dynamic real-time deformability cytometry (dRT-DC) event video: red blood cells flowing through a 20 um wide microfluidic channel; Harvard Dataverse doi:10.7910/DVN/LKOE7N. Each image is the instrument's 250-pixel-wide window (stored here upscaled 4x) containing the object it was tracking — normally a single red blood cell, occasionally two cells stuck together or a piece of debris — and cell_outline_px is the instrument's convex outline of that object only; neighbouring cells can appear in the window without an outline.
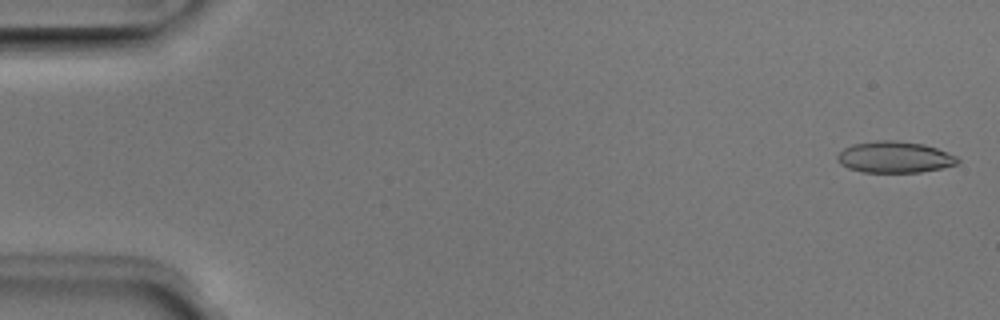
{"species": "Egyptian fruit bat (a non-hibernating species)", "species_latin": "Rousettus aegyptiacus", "temperature_condition": "room temperature", "stored_images_in_passage": 51, "camera_frame_rate_fps": 3000, "um_per_image_px": 0.085, "animal": {"sex": "male"}, "frame": {"image": 1, "passage_image": 2, "time_ms": 0.333, "image_size_px": [1000, 320], "cell_outline_px": [[960, 160], [956, 164], [940, 168], [920, 172], [860, 172], [848, 168], [840, 164], [836, 160], [836, 156], [844, 148], [852, 144], [876, 140], [896, 140], [924, 144], [948, 152], [956, 156]], "centroid_in_image_um": [76.0, 13.35], "position_along_channel_um": 9.0, "area_um2": 22.08}}
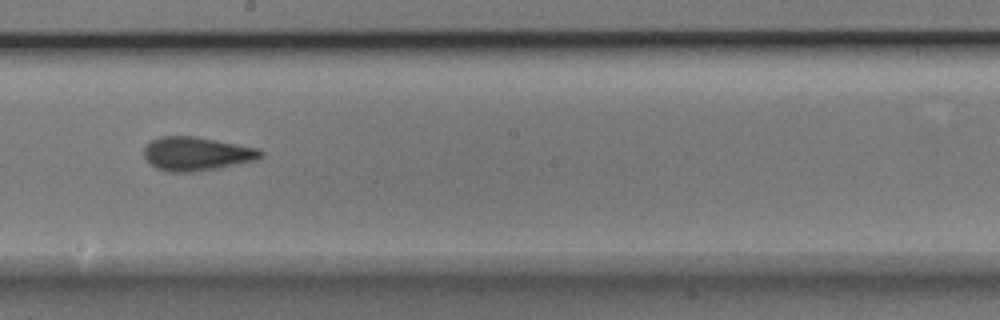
{"frame": {"image": 2, "passage_image": 29, "time_ms": 9.333, "image_size_px": [1000, 320], "cell_outline_px": [[264, 156], [256, 160], [220, 168], [192, 172], [168, 172], [156, 168], [144, 156], [144, 148], [152, 140], [160, 136], [196, 136], [260, 148], [264, 152]], "centroid_in_image_um": [16.76, 13.07], "position_along_channel_um": 231.4, "area_um2": 23.12}}
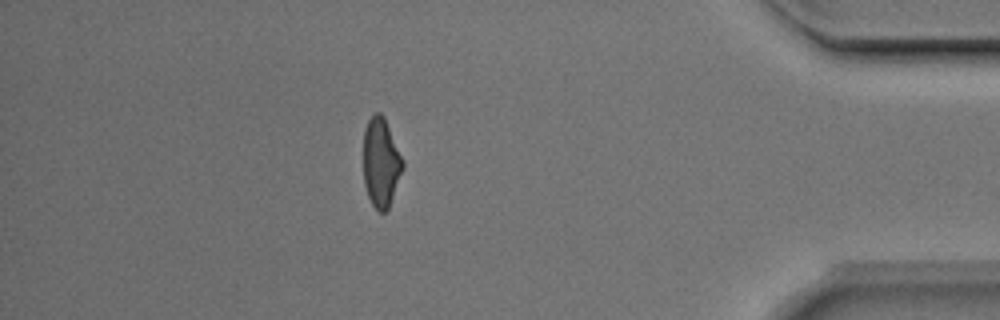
{"frame": {"image": 3, "passage_image": 45, "time_ms": 14.667, "image_size_px": [1000, 320], "cell_outline_px": [[404, 168], [388, 208], [384, 212], [380, 212], [372, 204], [368, 196], [364, 184], [364, 128], [368, 120], [376, 112], [380, 112], [384, 116], [404, 160]], "centroid_in_image_um": [32.39, 13.79], "position_along_channel_um": 402.8, "area_um2": 20.46}, "authors_computed_cell_mechanics": {"area_um2": 22.0796, "velocity_mm_per_s": 3.9903, "shape_relaxation_time_tau1_ms": 4.0576, "shape_relaxation_time_tau2_ms": 1.428, "deformation_change_tau1": 0.1247, "deformation_change_tau2": 0.0717}}